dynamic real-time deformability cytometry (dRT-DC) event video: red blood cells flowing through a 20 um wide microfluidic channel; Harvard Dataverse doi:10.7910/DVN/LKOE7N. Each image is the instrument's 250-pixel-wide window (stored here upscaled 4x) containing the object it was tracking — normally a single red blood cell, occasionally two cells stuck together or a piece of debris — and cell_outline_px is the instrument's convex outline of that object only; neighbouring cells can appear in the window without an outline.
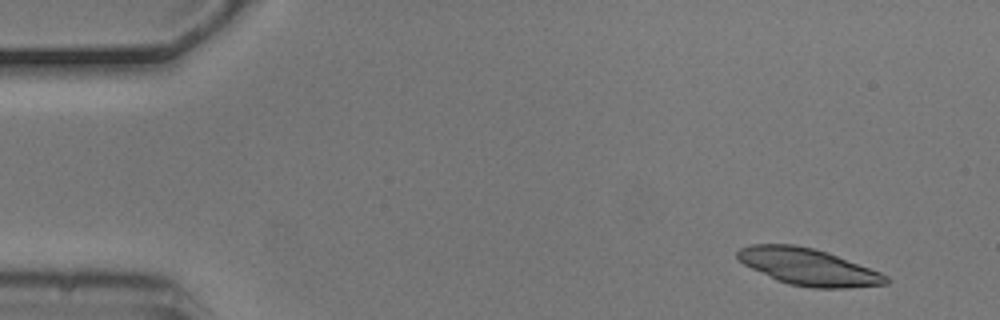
{"species": "common noctule bat (a hibernating species)", "species_latin": "Nyctalus noctula", "temperature_condition": "cold", "stored_images_in_passage": 3, "camera_frame_rate_fps": 3000, "um_per_image_px": 0.085, "animal": {"sex": "male", "body_mass_g": 20.5, "forearm_length_mm": 52.5}, "frame": {"image": 1, "passage_image": 1, "time_ms": 0.0, "image_size_px": [1000, 320], "cell_outline_px": [[892, 280], [888, 284], [848, 288], [812, 288], [788, 284], [776, 280], [744, 264], [736, 256], [736, 252], [740, 248], [752, 244], [796, 244], [828, 252], [880, 272], [888, 276]], "centroid_in_image_um": [68.73, 22.69], "position_along_channel_um": 16.3, "area_um2": 31.91}}